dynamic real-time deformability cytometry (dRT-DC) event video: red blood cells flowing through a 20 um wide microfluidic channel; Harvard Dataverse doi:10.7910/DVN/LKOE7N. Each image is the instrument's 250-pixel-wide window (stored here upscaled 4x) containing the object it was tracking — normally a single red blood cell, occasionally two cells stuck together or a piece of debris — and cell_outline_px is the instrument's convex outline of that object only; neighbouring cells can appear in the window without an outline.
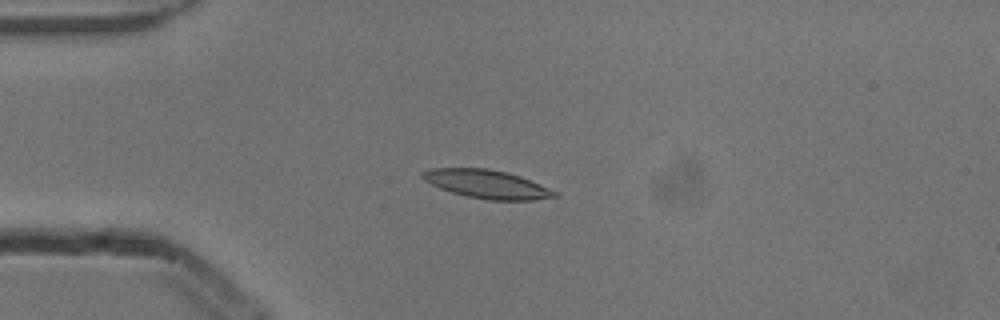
{"species": "common noctule bat (a hibernating species)", "species_latin": "Nyctalus noctula", "temperature_condition": "cold", "stored_images_in_passage": 6, "camera_frame_rate_fps": 3000, "um_per_image_px": 0.085, "animal": {"sex": "male", "body_mass_g": 13.3}, "frame": {"image": 1, "passage_image": 3, "time_ms": 0.667, "image_size_px": [1000, 320], "cell_outline_px": [[560, 196], [536, 200], [488, 200], [468, 196], [452, 192], [440, 188], [424, 180], [420, 176], [420, 172], [428, 168], [488, 168], [508, 172], [520, 176], [540, 184], [556, 192]], "centroid_in_image_um": [41.37, 15.64], "position_along_channel_um": 43.6, "area_um2": 21.96}}
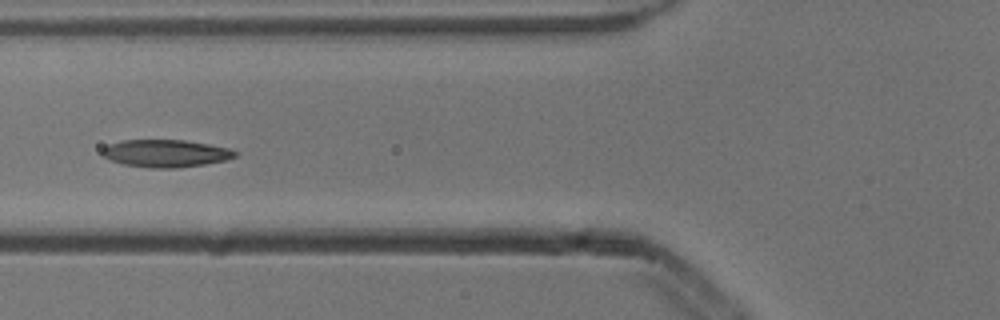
{"frame": {"image": 2, "passage_image": 5, "time_ms": 1.333, "image_size_px": [1000, 320], "cell_outline_px": [[240, 152], [236, 156], [224, 160], [204, 164], [180, 168], [148, 168], [124, 164], [112, 160], [104, 156], [100, 152], [108, 144], [124, 140], [184, 140], [208, 144], [228, 148]], "centroid_in_image_um": [14.09, 13.04], "position_along_channel_um": 111.7, "area_um2": 21.21}}
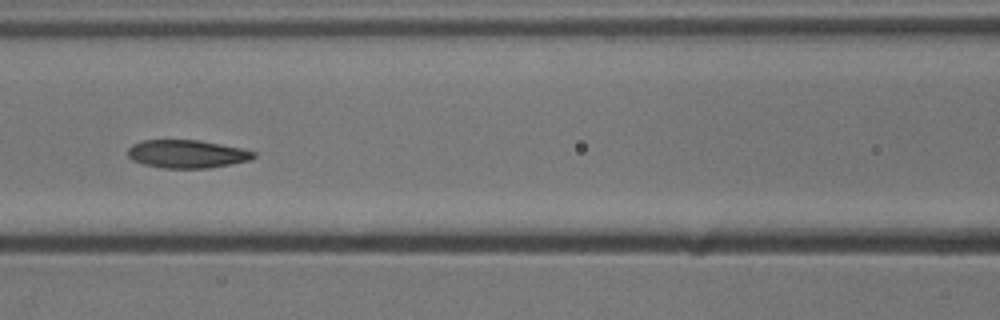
{"frame": {"image": 3, "passage_image": 6, "time_ms": 1.667, "image_size_px": [1000, 320], "cell_outline_px": [[256, 156], [248, 160], [232, 164], [208, 168], [164, 168], [144, 164], [132, 160], [128, 156], [128, 148], [132, 144], [140, 140], [200, 140], [240, 148], [256, 152]], "centroid_in_image_um": [15.87, 13.08], "position_along_channel_um": 150.7, "area_um2": 20.58}}